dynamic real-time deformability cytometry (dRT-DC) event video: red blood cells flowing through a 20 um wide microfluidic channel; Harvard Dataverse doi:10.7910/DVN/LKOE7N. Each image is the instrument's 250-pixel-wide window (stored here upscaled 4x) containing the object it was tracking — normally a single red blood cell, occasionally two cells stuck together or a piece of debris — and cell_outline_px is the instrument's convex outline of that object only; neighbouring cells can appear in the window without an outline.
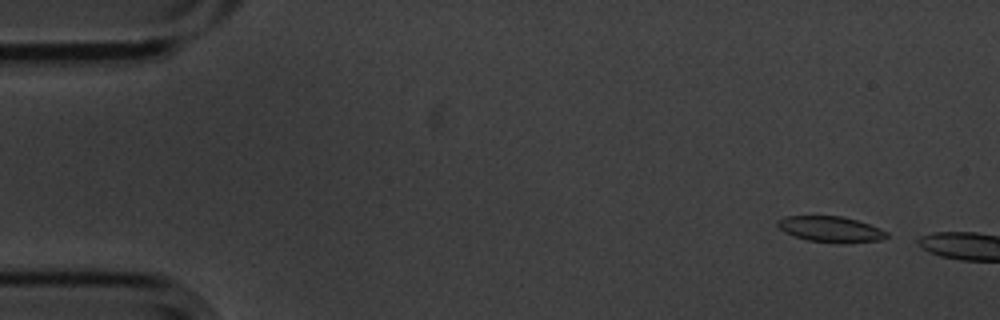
{"species": "common noctule bat (a hibernating species)", "species_latin": "Nyctalus noctula", "temperature_condition": "cold", "stored_images_in_passage": 14, "camera_frame_rate_fps": 3000, "um_per_image_px": 0.085, "animal": {"sex": "male", "body_mass_g": 20.1, "forearm_length_mm": 53.5}, "frame": {"image": 1, "passage_image": 3, "time_ms": 0.667, "image_size_px": [1000, 320], "cell_outline_px": [[888, 236], [880, 240], [840, 244], [836, 244], [808, 240], [792, 236], [784, 232], [776, 224], [776, 220], [788, 216], [840, 216], [856, 220], [880, 228], [888, 232]], "centroid_in_image_um": [70.59, 19.5], "position_along_channel_um": 14.4, "area_um2": 16.53}}